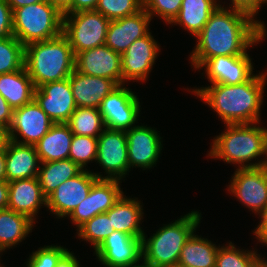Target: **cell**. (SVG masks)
Masks as SVG:
<instances>
[{"label": "cell", "mask_w": 267, "mask_h": 267, "mask_svg": "<svg viewBox=\"0 0 267 267\" xmlns=\"http://www.w3.org/2000/svg\"><path fill=\"white\" fill-rule=\"evenodd\" d=\"M264 24L220 4L195 36L198 43L191 52V66L197 70L212 57L246 54L247 48L259 44L267 35Z\"/></svg>", "instance_id": "6da1fadb"}, {"label": "cell", "mask_w": 267, "mask_h": 267, "mask_svg": "<svg viewBox=\"0 0 267 267\" xmlns=\"http://www.w3.org/2000/svg\"><path fill=\"white\" fill-rule=\"evenodd\" d=\"M266 80L267 72H259L240 84H212L191 92L208 104L224 124L260 123Z\"/></svg>", "instance_id": "7a4b0ae2"}, {"label": "cell", "mask_w": 267, "mask_h": 267, "mask_svg": "<svg viewBox=\"0 0 267 267\" xmlns=\"http://www.w3.org/2000/svg\"><path fill=\"white\" fill-rule=\"evenodd\" d=\"M24 67L36 88L69 78L75 70V55L67 37L33 42L24 47Z\"/></svg>", "instance_id": "3957f363"}, {"label": "cell", "mask_w": 267, "mask_h": 267, "mask_svg": "<svg viewBox=\"0 0 267 267\" xmlns=\"http://www.w3.org/2000/svg\"><path fill=\"white\" fill-rule=\"evenodd\" d=\"M259 124H225L226 129L216 135L208 155L226 163L241 164L238 166L241 169L263 167L264 158L257 157L265 156L266 128ZM254 159L258 162L251 163Z\"/></svg>", "instance_id": "277c9868"}, {"label": "cell", "mask_w": 267, "mask_h": 267, "mask_svg": "<svg viewBox=\"0 0 267 267\" xmlns=\"http://www.w3.org/2000/svg\"><path fill=\"white\" fill-rule=\"evenodd\" d=\"M201 220L199 211H191L181 218L160 227L153 236H142V261L149 267H171L178 264L183 246L196 232Z\"/></svg>", "instance_id": "5b68a950"}, {"label": "cell", "mask_w": 267, "mask_h": 267, "mask_svg": "<svg viewBox=\"0 0 267 267\" xmlns=\"http://www.w3.org/2000/svg\"><path fill=\"white\" fill-rule=\"evenodd\" d=\"M12 20L13 36L24 46L62 33L63 15L48 0L14 9Z\"/></svg>", "instance_id": "8992f818"}, {"label": "cell", "mask_w": 267, "mask_h": 267, "mask_svg": "<svg viewBox=\"0 0 267 267\" xmlns=\"http://www.w3.org/2000/svg\"><path fill=\"white\" fill-rule=\"evenodd\" d=\"M110 20L96 10L80 11L63 16L62 33L74 55L104 45Z\"/></svg>", "instance_id": "52a82bcc"}, {"label": "cell", "mask_w": 267, "mask_h": 267, "mask_svg": "<svg viewBox=\"0 0 267 267\" xmlns=\"http://www.w3.org/2000/svg\"><path fill=\"white\" fill-rule=\"evenodd\" d=\"M228 191L260 218L267 214V167L237 168Z\"/></svg>", "instance_id": "ba28073f"}, {"label": "cell", "mask_w": 267, "mask_h": 267, "mask_svg": "<svg viewBox=\"0 0 267 267\" xmlns=\"http://www.w3.org/2000/svg\"><path fill=\"white\" fill-rule=\"evenodd\" d=\"M119 85L103 100L99 107L105 127L110 130L128 131L136 126L140 114V102L135 93Z\"/></svg>", "instance_id": "9c48e42d"}, {"label": "cell", "mask_w": 267, "mask_h": 267, "mask_svg": "<svg viewBox=\"0 0 267 267\" xmlns=\"http://www.w3.org/2000/svg\"><path fill=\"white\" fill-rule=\"evenodd\" d=\"M97 138L96 161L107 174L102 179L122 180L130 171L125 131L105 128Z\"/></svg>", "instance_id": "30bf717a"}, {"label": "cell", "mask_w": 267, "mask_h": 267, "mask_svg": "<svg viewBox=\"0 0 267 267\" xmlns=\"http://www.w3.org/2000/svg\"><path fill=\"white\" fill-rule=\"evenodd\" d=\"M102 179L100 173H94L87 169L78 175L61 183L48 197L46 208L59 219L65 218L80 204L88 195L92 185Z\"/></svg>", "instance_id": "8fae6325"}, {"label": "cell", "mask_w": 267, "mask_h": 267, "mask_svg": "<svg viewBox=\"0 0 267 267\" xmlns=\"http://www.w3.org/2000/svg\"><path fill=\"white\" fill-rule=\"evenodd\" d=\"M54 124L33 100L20 108L14 109L12 123L8 129L9 140L21 144L36 145ZM19 135L22 138L20 140H18Z\"/></svg>", "instance_id": "7c38bea8"}, {"label": "cell", "mask_w": 267, "mask_h": 267, "mask_svg": "<svg viewBox=\"0 0 267 267\" xmlns=\"http://www.w3.org/2000/svg\"><path fill=\"white\" fill-rule=\"evenodd\" d=\"M98 261L105 267H134L142 262V238L113 231L95 249Z\"/></svg>", "instance_id": "4fadbf2b"}, {"label": "cell", "mask_w": 267, "mask_h": 267, "mask_svg": "<svg viewBox=\"0 0 267 267\" xmlns=\"http://www.w3.org/2000/svg\"><path fill=\"white\" fill-rule=\"evenodd\" d=\"M119 180L98 179L87 197L68 216L77 229L97 214L106 213L124 194Z\"/></svg>", "instance_id": "5bb4252c"}, {"label": "cell", "mask_w": 267, "mask_h": 267, "mask_svg": "<svg viewBox=\"0 0 267 267\" xmlns=\"http://www.w3.org/2000/svg\"><path fill=\"white\" fill-rule=\"evenodd\" d=\"M34 100L55 124L67 123L77 108L69 78L39 86Z\"/></svg>", "instance_id": "9a60e30c"}, {"label": "cell", "mask_w": 267, "mask_h": 267, "mask_svg": "<svg viewBox=\"0 0 267 267\" xmlns=\"http://www.w3.org/2000/svg\"><path fill=\"white\" fill-rule=\"evenodd\" d=\"M150 32L143 38L135 40L127 50L121 54V70L123 84L126 81H146L158 54L161 52L160 44Z\"/></svg>", "instance_id": "2e32d148"}, {"label": "cell", "mask_w": 267, "mask_h": 267, "mask_svg": "<svg viewBox=\"0 0 267 267\" xmlns=\"http://www.w3.org/2000/svg\"><path fill=\"white\" fill-rule=\"evenodd\" d=\"M129 168L148 170L156 165L163 148L160 134L147 125H137L125 131Z\"/></svg>", "instance_id": "e0dca14e"}, {"label": "cell", "mask_w": 267, "mask_h": 267, "mask_svg": "<svg viewBox=\"0 0 267 267\" xmlns=\"http://www.w3.org/2000/svg\"><path fill=\"white\" fill-rule=\"evenodd\" d=\"M75 70L90 76L103 77L123 84L121 54L101 45L75 55Z\"/></svg>", "instance_id": "ac0fdd59"}, {"label": "cell", "mask_w": 267, "mask_h": 267, "mask_svg": "<svg viewBox=\"0 0 267 267\" xmlns=\"http://www.w3.org/2000/svg\"><path fill=\"white\" fill-rule=\"evenodd\" d=\"M252 59L248 53L241 56H217L208 59L199 69L205 70L211 84L235 85L253 75Z\"/></svg>", "instance_id": "d6986e66"}, {"label": "cell", "mask_w": 267, "mask_h": 267, "mask_svg": "<svg viewBox=\"0 0 267 267\" xmlns=\"http://www.w3.org/2000/svg\"><path fill=\"white\" fill-rule=\"evenodd\" d=\"M151 16L143 8L138 13L110 21L105 45L117 53H124L137 39L149 34Z\"/></svg>", "instance_id": "ffe728a7"}, {"label": "cell", "mask_w": 267, "mask_h": 267, "mask_svg": "<svg viewBox=\"0 0 267 267\" xmlns=\"http://www.w3.org/2000/svg\"><path fill=\"white\" fill-rule=\"evenodd\" d=\"M69 81L77 107L99 109L102 100L119 86L114 80L86 75L76 70L69 76Z\"/></svg>", "instance_id": "44dd1931"}, {"label": "cell", "mask_w": 267, "mask_h": 267, "mask_svg": "<svg viewBox=\"0 0 267 267\" xmlns=\"http://www.w3.org/2000/svg\"><path fill=\"white\" fill-rule=\"evenodd\" d=\"M42 204L46 207L47 198L42 193L38 177L9 182L8 209L34 222Z\"/></svg>", "instance_id": "7402d4cb"}, {"label": "cell", "mask_w": 267, "mask_h": 267, "mask_svg": "<svg viewBox=\"0 0 267 267\" xmlns=\"http://www.w3.org/2000/svg\"><path fill=\"white\" fill-rule=\"evenodd\" d=\"M40 159L35 145L9 140L6 145V181L38 177Z\"/></svg>", "instance_id": "603a6c76"}, {"label": "cell", "mask_w": 267, "mask_h": 267, "mask_svg": "<svg viewBox=\"0 0 267 267\" xmlns=\"http://www.w3.org/2000/svg\"><path fill=\"white\" fill-rule=\"evenodd\" d=\"M138 198H127L124 194L106 212L110 218L111 227L136 238H142L145 234L140 223L143 220V206Z\"/></svg>", "instance_id": "cb8c5ba5"}, {"label": "cell", "mask_w": 267, "mask_h": 267, "mask_svg": "<svg viewBox=\"0 0 267 267\" xmlns=\"http://www.w3.org/2000/svg\"><path fill=\"white\" fill-rule=\"evenodd\" d=\"M35 89L25 67L12 73L0 74V94L13 109L33 101Z\"/></svg>", "instance_id": "d4e9b609"}, {"label": "cell", "mask_w": 267, "mask_h": 267, "mask_svg": "<svg viewBox=\"0 0 267 267\" xmlns=\"http://www.w3.org/2000/svg\"><path fill=\"white\" fill-rule=\"evenodd\" d=\"M72 137L73 133L66 123L54 124L35 145L40 162L68 159Z\"/></svg>", "instance_id": "484cf974"}, {"label": "cell", "mask_w": 267, "mask_h": 267, "mask_svg": "<svg viewBox=\"0 0 267 267\" xmlns=\"http://www.w3.org/2000/svg\"><path fill=\"white\" fill-rule=\"evenodd\" d=\"M218 0H182L178 16L171 23L181 25L196 36L208 22L210 15L217 9Z\"/></svg>", "instance_id": "4316f807"}, {"label": "cell", "mask_w": 267, "mask_h": 267, "mask_svg": "<svg viewBox=\"0 0 267 267\" xmlns=\"http://www.w3.org/2000/svg\"><path fill=\"white\" fill-rule=\"evenodd\" d=\"M35 222L11 209L0 210V254L25 240Z\"/></svg>", "instance_id": "83f0119b"}, {"label": "cell", "mask_w": 267, "mask_h": 267, "mask_svg": "<svg viewBox=\"0 0 267 267\" xmlns=\"http://www.w3.org/2000/svg\"><path fill=\"white\" fill-rule=\"evenodd\" d=\"M219 246L193 233L183 246L178 265L182 267H216Z\"/></svg>", "instance_id": "f1b7e54d"}, {"label": "cell", "mask_w": 267, "mask_h": 267, "mask_svg": "<svg viewBox=\"0 0 267 267\" xmlns=\"http://www.w3.org/2000/svg\"><path fill=\"white\" fill-rule=\"evenodd\" d=\"M38 179L43 195L47 198L61 183L78 175L83 169L71 159L41 162Z\"/></svg>", "instance_id": "f546056e"}, {"label": "cell", "mask_w": 267, "mask_h": 267, "mask_svg": "<svg viewBox=\"0 0 267 267\" xmlns=\"http://www.w3.org/2000/svg\"><path fill=\"white\" fill-rule=\"evenodd\" d=\"M66 124L73 135L95 138L106 128L99 109L91 107H77Z\"/></svg>", "instance_id": "4dcf8cb0"}, {"label": "cell", "mask_w": 267, "mask_h": 267, "mask_svg": "<svg viewBox=\"0 0 267 267\" xmlns=\"http://www.w3.org/2000/svg\"><path fill=\"white\" fill-rule=\"evenodd\" d=\"M259 257L260 254H257V251H244L230 242L228 246H219L216 267H259Z\"/></svg>", "instance_id": "1f68e13d"}, {"label": "cell", "mask_w": 267, "mask_h": 267, "mask_svg": "<svg viewBox=\"0 0 267 267\" xmlns=\"http://www.w3.org/2000/svg\"><path fill=\"white\" fill-rule=\"evenodd\" d=\"M24 47L15 36L0 39V74L12 73L24 67Z\"/></svg>", "instance_id": "d6a6232c"}, {"label": "cell", "mask_w": 267, "mask_h": 267, "mask_svg": "<svg viewBox=\"0 0 267 267\" xmlns=\"http://www.w3.org/2000/svg\"><path fill=\"white\" fill-rule=\"evenodd\" d=\"M76 230L78 231V237L89 241L94 250L114 231L106 213L97 214Z\"/></svg>", "instance_id": "836d02e7"}, {"label": "cell", "mask_w": 267, "mask_h": 267, "mask_svg": "<svg viewBox=\"0 0 267 267\" xmlns=\"http://www.w3.org/2000/svg\"><path fill=\"white\" fill-rule=\"evenodd\" d=\"M143 9V0H98L95 10L110 21L131 16Z\"/></svg>", "instance_id": "e575fe53"}, {"label": "cell", "mask_w": 267, "mask_h": 267, "mask_svg": "<svg viewBox=\"0 0 267 267\" xmlns=\"http://www.w3.org/2000/svg\"><path fill=\"white\" fill-rule=\"evenodd\" d=\"M97 146L98 138L73 135L68 159L86 170V166L90 161L95 160L96 162Z\"/></svg>", "instance_id": "d590c367"}, {"label": "cell", "mask_w": 267, "mask_h": 267, "mask_svg": "<svg viewBox=\"0 0 267 267\" xmlns=\"http://www.w3.org/2000/svg\"><path fill=\"white\" fill-rule=\"evenodd\" d=\"M182 0H143V8L153 18H162L167 24H171L178 16Z\"/></svg>", "instance_id": "8d00e7d4"}, {"label": "cell", "mask_w": 267, "mask_h": 267, "mask_svg": "<svg viewBox=\"0 0 267 267\" xmlns=\"http://www.w3.org/2000/svg\"><path fill=\"white\" fill-rule=\"evenodd\" d=\"M68 251V249L49 245L39 248L37 251L32 252L26 262L27 267H56L60 258Z\"/></svg>", "instance_id": "74e56055"}, {"label": "cell", "mask_w": 267, "mask_h": 267, "mask_svg": "<svg viewBox=\"0 0 267 267\" xmlns=\"http://www.w3.org/2000/svg\"><path fill=\"white\" fill-rule=\"evenodd\" d=\"M13 36L12 9L6 0H0V39Z\"/></svg>", "instance_id": "f35d334b"}, {"label": "cell", "mask_w": 267, "mask_h": 267, "mask_svg": "<svg viewBox=\"0 0 267 267\" xmlns=\"http://www.w3.org/2000/svg\"><path fill=\"white\" fill-rule=\"evenodd\" d=\"M229 8L248 14L253 19L258 14V0H230Z\"/></svg>", "instance_id": "ab89813d"}, {"label": "cell", "mask_w": 267, "mask_h": 267, "mask_svg": "<svg viewBox=\"0 0 267 267\" xmlns=\"http://www.w3.org/2000/svg\"><path fill=\"white\" fill-rule=\"evenodd\" d=\"M14 109L7 103V101L0 94V125L9 129L12 123Z\"/></svg>", "instance_id": "60d3db41"}, {"label": "cell", "mask_w": 267, "mask_h": 267, "mask_svg": "<svg viewBox=\"0 0 267 267\" xmlns=\"http://www.w3.org/2000/svg\"><path fill=\"white\" fill-rule=\"evenodd\" d=\"M98 0H73L72 13L95 10Z\"/></svg>", "instance_id": "b9f144b4"}, {"label": "cell", "mask_w": 267, "mask_h": 267, "mask_svg": "<svg viewBox=\"0 0 267 267\" xmlns=\"http://www.w3.org/2000/svg\"><path fill=\"white\" fill-rule=\"evenodd\" d=\"M260 219L261 221L253 233L262 245L267 246V216H263Z\"/></svg>", "instance_id": "7bdbcfd3"}, {"label": "cell", "mask_w": 267, "mask_h": 267, "mask_svg": "<svg viewBox=\"0 0 267 267\" xmlns=\"http://www.w3.org/2000/svg\"><path fill=\"white\" fill-rule=\"evenodd\" d=\"M56 267H80L79 260L69 250L60 258Z\"/></svg>", "instance_id": "ee69618b"}, {"label": "cell", "mask_w": 267, "mask_h": 267, "mask_svg": "<svg viewBox=\"0 0 267 267\" xmlns=\"http://www.w3.org/2000/svg\"><path fill=\"white\" fill-rule=\"evenodd\" d=\"M63 16L72 13L73 0H48Z\"/></svg>", "instance_id": "f6af8a7d"}, {"label": "cell", "mask_w": 267, "mask_h": 267, "mask_svg": "<svg viewBox=\"0 0 267 267\" xmlns=\"http://www.w3.org/2000/svg\"><path fill=\"white\" fill-rule=\"evenodd\" d=\"M9 182L0 181V210L8 208Z\"/></svg>", "instance_id": "bcb514c9"}, {"label": "cell", "mask_w": 267, "mask_h": 267, "mask_svg": "<svg viewBox=\"0 0 267 267\" xmlns=\"http://www.w3.org/2000/svg\"><path fill=\"white\" fill-rule=\"evenodd\" d=\"M12 11L14 9L30 5V4H35L39 2H43L45 0H6Z\"/></svg>", "instance_id": "7dc6e473"}, {"label": "cell", "mask_w": 267, "mask_h": 267, "mask_svg": "<svg viewBox=\"0 0 267 267\" xmlns=\"http://www.w3.org/2000/svg\"><path fill=\"white\" fill-rule=\"evenodd\" d=\"M6 180V147L0 149V181Z\"/></svg>", "instance_id": "c3c4849f"}, {"label": "cell", "mask_w": 267, "mask_h": 267, "mask_svg": "<svg viewBox=\"0 0 267 267\" xmlns=\"http://www.w3.org/2000/svg\"><path fill=\"white\" fill-rule=\"evenodd\" d=\"M9 141L8 129L0 125V149L6 147Z\"/></svg>", "instance_id": "681fc988"}, {"label": "cell", "mask_w": 267, "mask_h": 267, "mask_svg": "<svg viewBox=\"0 0 267 267\" xmlns=\"http://www.w3.org/2000/svg\"><path fill=\"white\" fill-rule=\"evenodd\" d=\"M265 159L263 162V166L267 167V129H266V138H265Z\"/></svg>", "instance_id": "f907efd6"}, {"label": "cell", "mask_w": 267, "mask_h": 267, "mask_svg": "<svg viewBox=\"0 0 267 267\" xmlns=\"http://www.w3.org/2000/svg\"><path fill=\"white\" fill-rule=\"evenodd\" d=\"M259 267H267V259L259 257Z\"/></svg>", "instance_id": "816d5d0a"}, {"label": "cell", "mask_w": 267, "mask_h": 267, "mask_svg": "<svg viewBox=\"0 0 267 267\" xmlns=\"http://www.w3.org/2000/svg\"><path fill=\"white\" fill-rule=\"evenodd\" d=\"M267 3V0H258V11L260 10L261 4Z\"/></svg>", "instance_id": "f5cc1de1"}, {"label": "cell", "mask_w": 267, "mask_h": 267, "mask_svg": "<svg viewBox=\"0 0 267 267\" xmlns=\"http://www.w3.org/2000/svg\"><path fill=\"white\" fill-rule=\"evenodd\" d=\"M134 267H149V266H146L143 262H142V264L140 265H137V266H134Z\"/></svg>", "instance_id": "db71d44e"}, {"label": "cell", "mask_w": 267, "mask_h": 267, "mask_svg": "<svg viewBox=\"0 0 267 267\" xmlns=\"http://www.w3.org/2000/svg\"><path fill=\"white\" fill-rule=\"evenodd\" d=\"M171 267H182V266H180V265L177 264V265H173Z\"/></svg>", "instance_id": "11a10c76"}]
</instances>
